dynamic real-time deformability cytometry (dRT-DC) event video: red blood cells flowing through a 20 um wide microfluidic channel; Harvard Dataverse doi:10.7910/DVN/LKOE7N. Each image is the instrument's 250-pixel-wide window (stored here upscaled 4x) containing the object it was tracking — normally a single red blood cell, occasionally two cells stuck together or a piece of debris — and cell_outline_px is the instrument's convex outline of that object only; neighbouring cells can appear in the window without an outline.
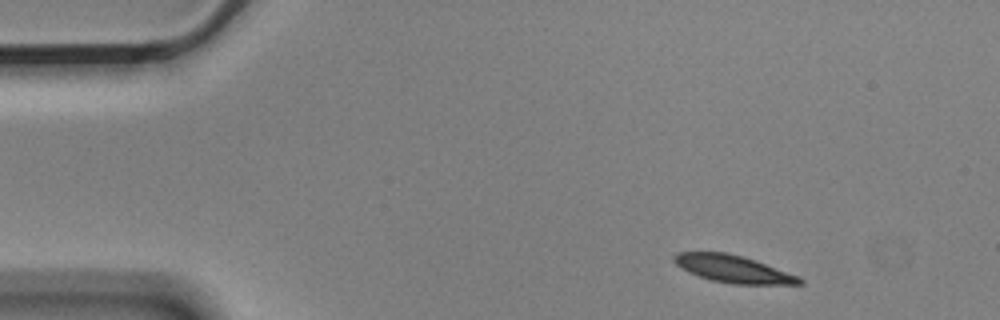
{"species": "Egyptian fruit bat (a non-hibernating species)", "species_latin": "Rousettus aegyptiacus", "temperature_condition": "cold", "stored_images_in_passage": 4, "camera_frame_rate_fps": 3000, "um_per_image_px": 0.085, "animal": {"sex": "male"}, "frame": {"image": 1, "passage_image": 1, "time_ms": 0.0, "image_size_px": [1000, 320], "cell_outline_px": [[804, 284], [732, 284], [712, 280], [688, 272], [676, 264], [672, 260], [672, 256], [676, 252], [728, 252], [764, 264], [796, 276], [804, 280]], "centroid_in_image_um": [62.24, 22.86], "position_along_channel_um": 22.8, "area_um2": 19.54}}
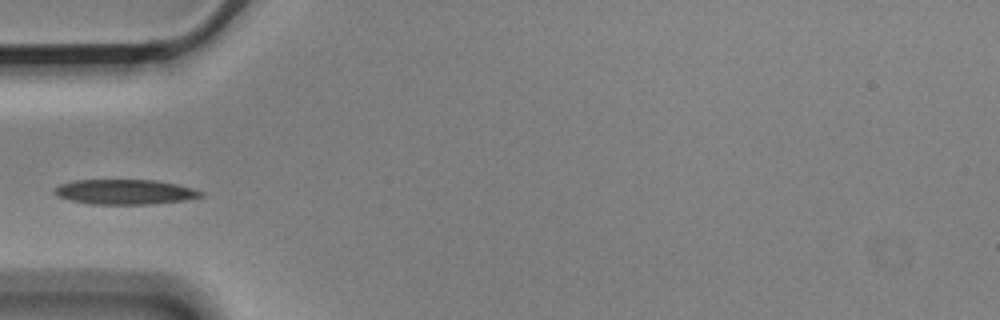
{"frame": {"image": 2, "passage_image": 4, "time_ms": 1.0, "image_size_px": [1000, 320], "cell_outline_px": [[204, 196], [184, 200], [148, 204], [92, 204], [72, 200], [56, 196], [52, 192], [60, 184], [72, 180], [156, 180], [176, 184], [192, 188], [204, 192]], "centroid_in_image_um": [10.61, 16.3], "position_along_channel_um": 74.4, "area_um2": 21.21}}